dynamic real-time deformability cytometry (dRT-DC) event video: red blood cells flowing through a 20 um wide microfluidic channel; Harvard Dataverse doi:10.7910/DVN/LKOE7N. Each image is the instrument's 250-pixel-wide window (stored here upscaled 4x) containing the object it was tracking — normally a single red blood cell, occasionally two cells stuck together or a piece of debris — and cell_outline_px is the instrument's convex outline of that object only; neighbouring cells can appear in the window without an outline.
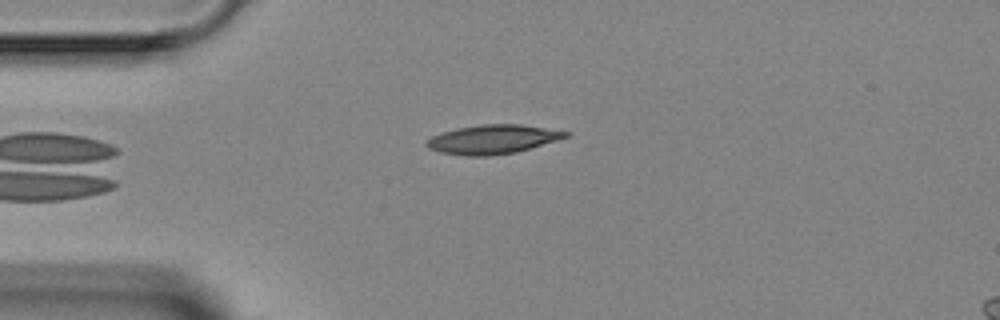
{"species": "Egyptian fruit bat (a non-hibernating species)", "species_latin": "Rousettus aegyptiacus", "temperature_condition": "room temperature", "stored_images_in_passage": 4, "camera_frame_rate_fps": 3000, "um_per_image_px": 0.085, "animal": {"sex": "female"}, "frame": {"image": 1, "passage_image": 4, "time_ms": 3.667, "image_size_px": [1000, 320], "cell_outline_px": [[568, 136], [556, 140], [516, 152], [488, 156], [464, 156], [440, 152], [428, 148], [424, 144], [432, 136], [456, 128], [484, 124], [520, 124], [568, 132]], "centroid_in_image_um": [41.82, 11.85], "position_along_channel_um": 43.2, "area_um2": 23.18}}